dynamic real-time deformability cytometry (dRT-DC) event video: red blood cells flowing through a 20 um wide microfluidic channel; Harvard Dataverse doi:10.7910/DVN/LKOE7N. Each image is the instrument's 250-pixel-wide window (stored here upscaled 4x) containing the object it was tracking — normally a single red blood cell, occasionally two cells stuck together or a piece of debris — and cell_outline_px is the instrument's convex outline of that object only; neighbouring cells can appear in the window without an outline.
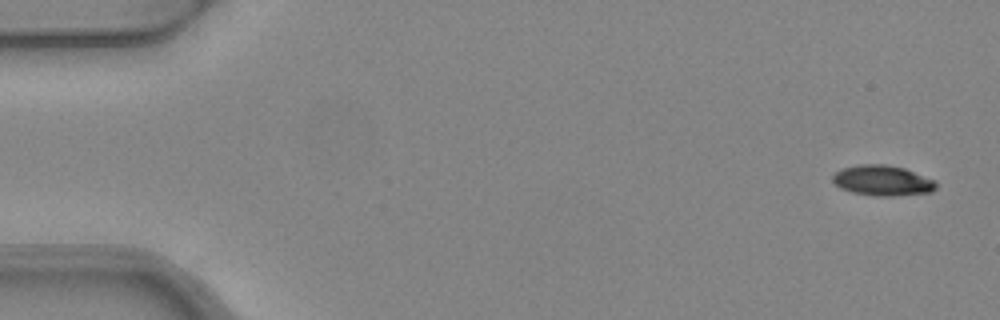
{"species": "common noctule bat (a hibernating species)", "species_latin": "Nyctalus noctula", "temperature_condition": "warm", "stored_images_in_passage": 4, "camera_frame_rate_fps": 3000, "um_per_image_px": 0.085, "animal": {"sex": "female", "body_mass_g": 24.6, "forearm_length_mm": 56.2}, "frame": {"image": 1, "passage_image": 1, "time_ms": 0.0, "image_size_px": [1000, 320], "cell_outline_px": [[936, 188], [932, 192], [892, 196], [876, 196], [852, 192], [840, 188], [832, 180], [832, 176], [840, 168], [864, 164], [884, 164], [904, 168], [936, 180]], "centroid_in_image_um": [75.02, 15.34], "position_along_channel_um": 10.0, "area_um2": 18.32}}